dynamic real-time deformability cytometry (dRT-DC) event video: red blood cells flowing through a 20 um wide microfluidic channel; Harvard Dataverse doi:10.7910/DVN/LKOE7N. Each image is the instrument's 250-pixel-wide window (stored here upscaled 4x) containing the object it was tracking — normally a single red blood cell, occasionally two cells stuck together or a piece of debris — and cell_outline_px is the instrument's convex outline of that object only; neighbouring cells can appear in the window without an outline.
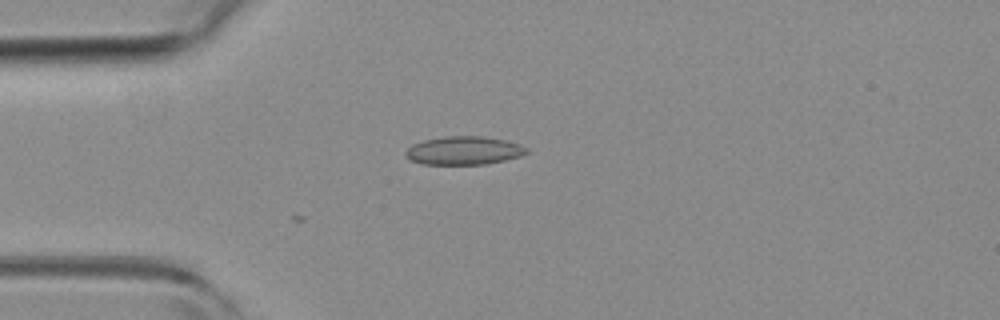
{"species": "common noctule bat (a hibernating species)", "species_latin": "Nyctalus noctula", "temperature_condition": "room temperature", "stored_images_in_passage": 3, "camera_frame_rate_fps": 3000, "um_per_image_px": 0.085, "animal": {"sex": "female", "body_mass_g": 19.3, "forearm_length_mm": 54.1}, "frame": {"image": 1, "passage_image": 3, "time_ms": 0.667, "image_size_px": [1000, 320], "cell_outline_px": [[528, 152], [520, 156], [504, 160], [484, 164], [420, 164], [408, 160], [404, 156], [404, 152], [412, 144], [424, 140], [444, 136], [484, 136], [504, 140], [520, 144], [528, 148]], "centroid_in_image_um": [39.38, 12.79], "position_along_channel_um": 45.6, "area_um2": 20.11}}